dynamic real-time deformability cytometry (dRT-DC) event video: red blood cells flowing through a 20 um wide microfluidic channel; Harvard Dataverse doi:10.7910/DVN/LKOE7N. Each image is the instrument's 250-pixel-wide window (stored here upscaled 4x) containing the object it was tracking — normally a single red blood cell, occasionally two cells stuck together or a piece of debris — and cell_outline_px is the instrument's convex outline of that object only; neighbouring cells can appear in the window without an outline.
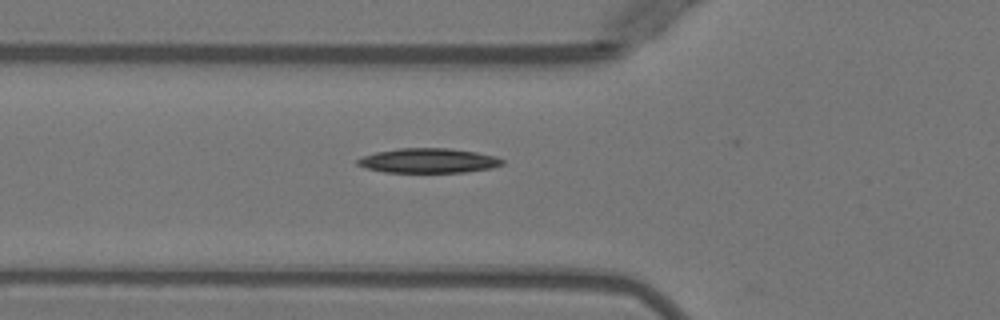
{"species": "Egyptian fruit bat (a non-hibernating species)", "species_latin": "Rousettus aegyptiacus", "temperature_condition": "warm", "stored_images_in_passage": 4, "camera_frame_rate_fps": 3000, "um_per_image_px": 0.085, "animal": {"sex": "female"}, "frame": {"image": 1, "passage_image": 4, "time_ms": 5.0, "image_size_px": [1000, 320], "cell_outline_px": [[504, 164], [492, 168], [464, 172], [384, 172], [368, 168], [356, 164], [356, 160], [364, 156], [376, 152], [400, 148], [448, 148], [476, 152], [492, 156], [504, 160]], "centroid_in_image_um": [36.42, 13.65], "position_along_channel_um": 89.4, "area_um2": 20.58}}